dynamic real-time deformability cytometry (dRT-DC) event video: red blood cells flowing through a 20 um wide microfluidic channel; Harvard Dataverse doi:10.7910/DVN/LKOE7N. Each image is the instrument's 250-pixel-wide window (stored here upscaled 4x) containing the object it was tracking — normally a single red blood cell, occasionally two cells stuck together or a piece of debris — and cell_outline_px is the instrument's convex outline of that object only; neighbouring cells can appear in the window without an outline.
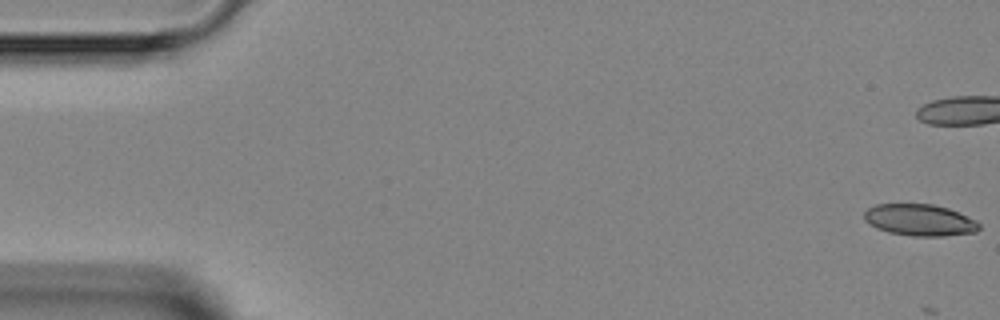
{"species": "Egyptian fruit bat (a non-hibernating species)", "species_latin": "Rousettus aegyptiacus", "temperature_condition": "room temperature", "stored_images_in_passage": 5, "camera_frame_rate_fps": 3000, "um_per_image_px": 0.085, "animal": {"sex": "female"}, "frame": {"image": 1, "passage_image": 1, "time_ms": 0.0, "image_size_px": [1000, 320], "cell_outline_px": [[980, 228], [976, 232], [944, 236], [912, 236], [888, 232], [876, 228], [868, 224], [864, 220], [864, 212], [868, 208], [876, 204], [932, 204], [948, 208], [976, 220], [980, 224]], "centroid_in_image_um": [78.16, 18.7], "position_along_channel_um": 6.8, "area_um2": 21.27}}